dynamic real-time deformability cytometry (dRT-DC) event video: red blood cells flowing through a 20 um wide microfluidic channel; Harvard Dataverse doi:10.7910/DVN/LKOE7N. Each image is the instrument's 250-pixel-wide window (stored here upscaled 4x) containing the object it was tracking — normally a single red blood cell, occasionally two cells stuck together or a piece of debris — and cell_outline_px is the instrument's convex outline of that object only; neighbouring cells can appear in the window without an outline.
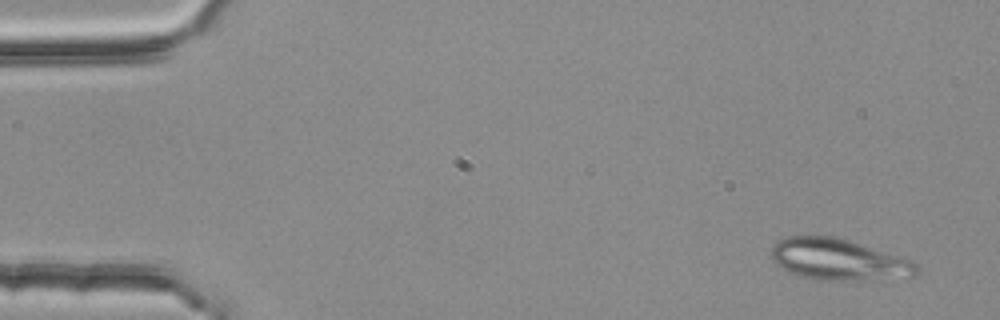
{"species": "common noctule bat (a hibernating species)", "species_latin": "Nyctalus noctula", "temperature_condition": "room temperature", "stored_images_in_passage": 3, "camera_frame_rate_fps": 3000, "um_per_image_px": 0.085, "animal": {"sex": "female", "body_mass_g": 25.1}, "frame": {"image": 1, "passage_image": 1, "time_ms": 0.0, "image_size_px": [1000, 320], "cell_outline_px": [[920, 268], [916, 276], [872, 280], [820, 280], [800, 276], [788, 272], [776, 264], [772, 260], [772, 248], [780, 240], [788, 236], [836, 236], [908, 260], [916, 264]], "centroid_in_image_um": [71.25, 22.08], "position_along_channel_um": 13.7, "area_um2": 34.62}}